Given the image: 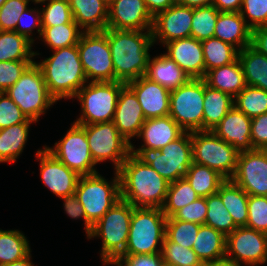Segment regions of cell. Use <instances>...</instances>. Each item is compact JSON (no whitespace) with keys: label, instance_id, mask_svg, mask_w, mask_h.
Segmentation results:
<instances>
[{"label":"cell","instance_id":"17","mask_svg":"<svg viewBox=\"0 0 267 266\" xmlns=\"http://www.w3.org/2000/svg\"><path fill=\"white\" fill-rule=\"evenodd\" d=\"M193 8L174 4L165 11L153 17L152 40L165 43L182 38L191 37Z\"/></svg>","mask_w":267,"mask_h":266},{"label":"cell","instance_id":"12","mask_svg":"<svg viewBox=\"0 0 267 266\" xmlns=\"http://www.w3.org/2000/svg\"><path fill=\"white\" fill-rule=\"evenodd\" d=\"M77 46L88 82L115 81L111 50L103 31L83 32Z\"/></svg>","mask_w":267,"mask_h":266},{"label":"cell","instance_id":"39","mask_svg":"<svg viewBox=\"0 0 267 266\" xmlns=\"http://www.w3.org/2000/svg\"><path fill=\"white\" fill-rule=\"evenodd\" d=\"M199 198L197 193L185 178L169 184L162 211L167 218L172 217L178 210Z\"/></svg>","mask_w":267,"mask_h":266},{"label":"cell","instance_id":"65","mask_svg":"<svg viewBox=\"0 0 267 266\" xmlns=\"http://www.w3.org/2000/svg\"><path fill=\"white\" fill-rule=\"evenodd\" d=\"M105 2H107L108 4L112 1V0H104Z\"/></svg>","mask_w":267,"mask_h":266},{"label":"cell","instance_id":"3","mask_svg":"<svg viewBox=\"0 0 267 266\" xmlns=\"http://www.w3.org/2000/svg\"><path fill=\"white\" fill-rule=\"evenodd\" d=\"M53 54L36 62L40 67L47 89L56 100L73 99L88 83L77 45L52 51Z\"/></svg>","mask_w":267,"mask_h":266},{"label":"cell","instance_id":"18","mask_svg":"<svg viewBox=\"0 0 267 266\" xmlns=\"http://www.w3.org/2000/svg\"><path fill=\"white\" fill-rule=\"evenodd\" d=\"M40 162L43 184L59 198L75 193L80 176L51 154L44 146L35 154Z\"/></svg>","mask_w":267,"mask_h":266},{"label":"cell","instance_id":"19","mask_svg":"<svg viewBox=\"0 0 267 266\" xmlns=\"http://www.w3.org/2000/svg\"><path fill=\"white\" fill-rule=\"evenodd\" d=\"M153 16L144 0H112L107 27L116 30H151Z\"/></svg>","mask_w":267,"mask_h":266},{"label":"cell","instance_id":"64","mask_svg":"<svg viewBox=\"0 0 267 266\" xmlns=\"http://www.w3.org/2000/svg\"><path fill=\"white\" fill-rule=\"evenodd\" d=\"M7 0H0V7L6 2Z\"/></svg>","mask_w":267,"mask_h":266},{"label":"cell","instance_id":"14","mask_svg":"<svg viewBox=\"0 0 267 266\" xmlns=\"http://www.w3.org/2000/svg\"><path fill=\"white\" fill-rule=\"evenodd\" d=\"M45 148L69 169L79 176L97 173V165L91 155L86 138L85 128L82 125L71 123L65 136L57 141L53 147Z\"/></svg>","mask_w":267,"mask_h":266},{"label":"cell","instance_id":"43","mask_svg":"<svg viewBox=\"0 0 267 266\" xmlns=\"http://www.w3.org/2000/svg\"><path fill=\"white\" fill-rule=\"evenodd\" d=\"M162 260L168 266H202V261L190 248L169 241L166 237L162 244Z\"/></svg>","mask_w":267,"mask_h":266},{"label":"cell","instance_id":"54","mask_svg":"<svg viewBox=\"0 0 267 266\" xmlns=\"http://www.w3.org/2000/svg\"><path fill=\"white\" fill-rule=\"evenodd\" d=\"M62 199L63 206H64V211L65 213L71 217L72 219H83L84 220V226H85V233L87 234L86 236L88 237L93 226L87 221V217L84 211L83 206L78 200V197L76 194H71L67 195L65 197L60 198Z\"/></svg>","mask_w":267,"mask_h":266},{"label":"cell","instance_id":"58","mask_svg":"<svg viewBox=\"0 0 267 266\" xmlns=\"http://www.w3.org/2000/svg\"><path fill=\"white\" fill-rule=\"evenodd\" d=\"M213 5L219 12H240L242 0H214Z\"/></svg>","mask_w":267,"mask_h":266},{"label":"cell","instance_id":"59","mask_svg":"<svg viewBox=\"0 0 267 266\" xmlns=\"http://www.w3.org/2000/svg\"><path fill=\"white\" fill-rule=\"evenodd\" d=\"M214 0H183L180 4L191 8L213 5Z\"/></svg>","mask_w":267,"mask_h":266},{"label":"cell","instance_id":"52","mask_svg":"<svg viewBox=\"0 0 267 266\" xmlns=\"http://www.w3.org/2000/svg\"><path fill=\"white\" fill-rule=\"evenodd\" d=\"M207 216L206 197H199L196 201L187 204L178 210L172 217L180 221L205 224Z\"/></svg>","mask_w":267,"mask_h":266},{"label":"cell","instance_id":"13","mask_svg":"<svg viewBox=\"0 0 267 266\" xmlns=\"http://www.w3.org/2000/svg\"><path fill=\"white\" fill-rule=\"evenodd\" d=\"M82 126L94 162L98 164L110 160L117 171L131 154V144L119 134L112 121Z\"/></svg>","mask_w":267,"mask_h":266},{"label":"cell","instance_id":"29","mask_svg":"<svg viewBox=\"0 0 267 266\" xmlns=\"http://www.w3.org/2000/svg\"><path fill=\"white\" fill-rule=\"evenodd\" d=\"M234 106V98L206 85L204 80L203 131H212Z\"/></svg>","mask_w":267,"mask_h":266},{"label":"cell","instance_id":"55","mask_svg":"<svg viewBox=\"0 0 267 266\" xmlns=\"http://www.w3.org/2000/svg\"><path fill=\"white\" fill-rule=\"evenodd\" d=\"M112 265L115 266H163L161 253L133 256H120Z\"/></svg>","mask_w":267,"mask_h":266},{"label":"cell","instance_id":"34","mask_svg":"<svg viewBox=\"0 0 267 266\" xmlns=\"http://www.w3.org/2000/svg\"><path fill=\"white\" fill-rule=\"evenodd\" d=\"M33 42L15 31H0V62L34 61L39 53L32 51Z\"/></svg>","mask_w":267,"mask_h":266},{"label":"cell","instance_id":"42","mask_svg":"<svg viewBox=\"0 0 267 266\" xmlns=\"http://www.w3.org/2000/svg\"><path fill=\"white\" fill-rule=\"evenodd\" d=\"M219 10L214 5L193 8L191 37L203 41L213 37Z\"/></svg>","mask_w":267,"mask_h":266},{"label":"cell","instance_id":"24","mask_svg":"<svg viewBox=\"0 0 267 266\" xmlns=\"http://www.w3.org/2000/svg\"><path fill=\"white\" fill-rule=\"evenodd\" d=\"M184 132L170 116L146 119L137 136L144 142L139 148L161 149Z\"/></svg>","mask_w":267,"mask_h":266},{"label":"cell","instance_id":"62","mask_svg":"<svg viewBox=\"0 0 267 266\" xmlns=\"http://www.w3.org/2000/svg\"><path fill=\"white\" fill-rule=\"evenodd\" d=\"M28 1H31V2H34L35 4H40L41 2H43L44 0H28Z\"/></svg>","mask_w":267,"mask_h":266},{"label":"cell","instance_id":"28","mask_svg":"<svg viewBox=\"0 0 267 266\" xmlns=\"http://www.w3.org/2000/svg\"><path fill=\"white\" fill-rule=\"evenodd\" d=\"M203 79L209 87L227 93L233 98L247 86L239 59L207 71Z\"/></svg>","mask_w":267,"mask_h":266},{"label":"cell","instance_id":"23","mask_svg":"<svg viewBox=\"0 0 267 266\" xmlns=\"http://www.w3.org/2000/svg\"><path fill=\"white\" fill-rule=\"evenodd\" d=\"M219 138L239 152L253 150L251 143V118L233 106L214 130Z\"/></svg>","mask_w":267,"mask_h":266},{"label":"cell","instance_id":"44","mask_svg":"<svg viewBox=\"0 0 267 266\" xmlns=\"http://www.w3.org/2000/svg\"><path fill=\"white\" fill-rule=\"evenodd\" d=\"M200 226V224L169 217L166 221L165 237L171 242L192 249Z\"/></svg>","mask_w":267,"mask_h":266},{"label":"cell","instance_id":"63","mask_svg":"<svg viewBox=\"0 0 267 266\" xmlns=\"http://www.w3.org/2000/svg\"><path fill=\"white\" fill-rule=\"evenodd\" d=\"M183 0H172L174 4H180Z\"/></svg>","mask_w":267,"mask_h":266},{"label":"cell","instance_id":"10","mask_svg":"<svg viewBox=\"0 0 267 266\" xmlns=\"http://www.w3.org/2000/svg\"><path fill=\"white\" fill-rule=\"evenodd\" d=\"M192 161L217 171L230 180L236 170L239 151L213 131L191 132Z\"/></svg>","mask_w":267,"mask_h":266},{"label":"cell","instance_id":"38","mask_svg":"<svg viewBox=\"0 0 267 266\" xmlns=\"http://www.w3.org/2000/svg\"><path fill=\"white\" fill-rule=\"evenodd\" d=\"M84 31L72 20L70 23L52 27H42L41 41L52 51L77 45Z\"/></svg>","mask_w":267,"mask_h":266},{"label":"cell","instance_id":"16","mask_svg":"<svg viewBox=\"0 0 267 266\" xmlns=\"http://www.w3.org/2000/svg\"><path fill=\"white\" fill-rule=\"evenodd\" d=\"M230 180L248 195L267 196V150L241 151Z\"/></svg>","mask_w":267,"mask_h":266},{"label":"cell","instance_id":"21","mask_svg":"<svg viewBox=\"0 0 267 266\" xmlns=\"http://www.w3.org/2000/svg\"><path fill=\"white\" fill-rule=\"evenodd\" d=\"M126 85L135 93L146 119L169 116L170 91L145 76Z\"/></svg>","mask_w":267,"mask_h":266},{"label":"cell","instance_id":"35","mask_svg":"<svg viewBox=\"0 0 267 266\" xmlns=\"http://www.w3.org/2000/svg\"><path fill=\"white\" fill-rule=\"evenodd\" d=\"M185 179L199 197L216 194L219 187L226 181L217 171L204 165L192 162Z\"/></svg>","mask_w":267,"mask_h":266},{"label":"cell","instance_id":"31","mask_svg":"<svg viewBox=\"0 0 267 266\" xmlns=\"http://www.w3.org/2000/svg\"><path fill=\"white\" fill-rule=\"evenodd\" d=\"M192 250L202 263L225 258L226 236L212 227L201 225Z\"/></svg>","mask_w":267,"mask_h":266},{"label":"cell","instance_id":"46","mask_svg":"<svg viewBox=\"0 0 267 266\" xmlns=\"http://www.w3.org/2000/svg\"><path fill=\"white\" fill-rule=\"evenodd\" d=\"M246 227L267 234V196L248 195Z\"/></svg>","mask_w":267,"mask_h":266},{"label":"cell","instance_id":"56","mask_svg":"<svg viewBox=\"0 0 267 266\" xmlns=\"http://www.w3.org/2000/svg\"><path fill=\"white\" fill-rule=\"evenodd\" d=\"M251 46L267 57V25L251 30Z\"/></svg>","mask_w":267,"mask_h":266},{"label":"cell","instance_id":"47","mask_svg":"<svg viewBox=\"0 0 267 266\" xmlns=\"http://www.w3.org/2000/svg\"><path fill=\"white\" fill-rule=\"evenodd\" d=\"M240 14L251 30L267 25V0H242Z\"/></svg>","mask_w":267,"mask_h":266},{"label":"cell","instance_id":"48","mask_svg":"<svg viewBox=\"0 0 267 266\" xmlns=\"http://www.w3.org/2000/svg\"><path fill=\"white\" fill-rule=\"evenodd\" d=\"M28 0H7L0 7V31H15L20 15L29 6Z\"/></svg>","mask_w":267,"mask_h":266},{"label":"cell","instance_id":"60","mask_svg":"<svg viewBox=\"0 0 267 266\" xmlns=\"http://www.w3.org/2000/svg\"><path fill=\"white\" fill-rule=\"evenodd\" d=\"M202 266H242V265L237 264L231 259L225 257L219 260L204 262L202 263Z\"/></svg>","mask_w":267,"mask_h":266},{"label":"cell","instance_id":"22","mask_svg":"<svg viewBox=\"0 0 267 266\" xmlns=\"http://www.w3.org/2000/svg\"><path fill=\"white\" fill-rule=\"evenodd\" d=\"M164 53L184 70L191 78H204L205 62L201 41L189 37L175 39L163 45Z\"/></svg>","mask_w":267,"mask_h":266},{"label":"cell","instance_id":"61","mask_svg":"<svg viewBox=\"0 0 267 266\" xmlns=\"http://www.w3.org/2000/svg\"><path fill=\"white\" fill-rule=\"evenodd\" d=\"M31 252L24 258L17 260L15 262H11L8 264H4L1 266H34L33 262H31Z\"/></svg>","mask_w":267,"mask_h":266},{"label":"cell","instance_id":"27","mask_svg":"<svg viewBox=\"0 0 267 266\" xmlns=\"http://www.w3.org/2000/svg\"><path fill=\"white\" fill-rule=\"evenodd\" d=\"M145 77L169 91L176 90L191 79L175 61L162 53L153 58L150 55Z\"/></svg>","mask_w":267,"mask_h":266},{"label":"cell","instance_id":"25","mask_svg":"<svg viewBox=\"0 0 267 266\" xmlns=\"http://www.w3.org/2000/svg\"><path fill=\"white\" fill-rule=\"evenodd\" d=\"M73 20L84 32L103 31L108 22V3L104 0H68Z\"/></svg>","mask_w":267,"mask_h":266},{"label":"cell","instance_id":"20","mask_svg":"<svg viewBox=\"0 0 267 266\" xmlns=\"http://www.w3.org/2000/svg\"><path fill=\"white\" fill-rule=\"evenodd\" d=\"M145 120L142 107L135 93L125 85L119 93L112 122L119 134L132 144V138H137Z\"/></svg>","mask_w":267,"mask_h":266},{"label":"cell","instance_id":"6","mask_svg":"<svg viewBox=\"0 0 267 266\" xmlns=\"http://www.w3.org/2000/svg\"><path fill=\"white\" fill-rule=\"evenodd\" d=\"M166 221L167 217L160 208L134 207L127 246L121 256L161 253Z\"/></svg>","mask_w":267,"mask_h":266},{"label":"cell","instance_id":"32","mask_svg":"<svg viewBox=\"0 0 267 266\" xmlns=\"http://www.w3.org/2000/svg\"><path fill=\"white\" fill-rule=\"evenodd\" d=\"M238 59L246 85L267 91V57L249 45L239 51Z\"/></svg>","mask_w":267,"mask_h":266},{"label":"cell","instance_id":"9","mask_svg":"<svg viewBox=\"0 0 267 266\" xmlns=\"http://www.w3.org/2000/svg\"><path fill=\"white\" fill-rule=\"evenodd\" d=\"M112 181H107L98 172L80 176L75 194L84 208L87 221L93 226L121 199L120 179L114 171Z\"/></svg>","mask_w":267,"mask_h":266},{"label":"cell","instance_id":"40","mask_svg":"<svg viewBox=\"0 0 267 266\" xmlns=\"http://www.w3.org/2000/svg\"><path fill=\"white\" fill-rule=\"evenodd\" d=\"M206 205L207 216L204 225L222 232L225 236L238 227L217 193L206 197Z\"/></svg>","mask_w":267,"mask_h":266},{"label":"cell","instance_id":"49","mask_svg":"<svg viewBox=\"0 0 267 266\" xmlns=\"http://www.w3.org/2000/svg\"><path fill=\"white\" fill-rule=\"evenodd\" d=\"M33 62L35 61L0 62V92H6L12 87Z\"/></svg>","mask_w":267,"mask_h":266},{"label":"cell","instance_id":"51","mask_svg":"<svg viewBox=\"0 0 267 266\" xmlns=\"http://www.w3.org/2000/svg\"><path fill=\"white\" fill-rule=\"evenodd\" d=\"M29 16V17H28ZM33 20H31L32 18ZM28 18L29 21H28ZM27 20V21H26ZM37 29L39 37L42 33V20H41V10L40 9H29V7L23 11L18 19V23L15 28V32L27 37L31 42L35 43L33 39V30Z\"/></svg>","mask_w":267,"mask_h":266},{"label":"cell","instance_id":"1","mask_svg":"<svg viewBox=\"0 0 267 266\" xmlns=\"http://www.w3.org/2000/svg\"><path fill=\"white\" fill-rule=\"evenodd\" d=\"M115 71V81L128 83L145 76L154 45L151 30H116L106 28Z\"/></svg>","mask_w":267,"mask_h":266},{"label":"cell","instance_id":"50","mask_svg":"<svg viewBox=\"0 0 267 266\" xmlns=\"http://www.w3.org/2000/svg\"><path fill=\"white\" fill-rule=\"evenodd\" d=\"M28 120L13 100L5 92H0V129Z\"/></svg>","mask_w":267,"mask_h":266},{"label":"cell","instance_id":"2","mask_svg":"<svg viewBox=\"0 0 267 266\" xmlns=\"http://www.w3.org/2000/svg\"><path fill=\"white\" fill-rule=\"evenodd\" d=\"M117 172L121 199L134 207L162 208L170 183L150 165L131 153Z\"/></svg>","mask_w":267,"mask_h":266},{"label":"cell","instance_id":"33","mask_svg":"<svg viewBox=\"0 0 267 266\" xmlns=\"http://www.w3.org/2000/svg\"><path fill=\"white\" fill-rule=\"evenodd\" d=\"M223 205L238 227L246 226L248 221V194L231 180H226L217 191Z\"/></svg>","mask_w":267,"mask_h":266},{"label":"cell","instance_id":"36","mask_svg":"<svg viewBox=\"0 0 267 266\" xmlns=\"http://www.w3.org/2000/svg\"><path fill=\"white\" fill-rule=\"evenodd\" d=\"M205 74L207 71L231 64L238 59L239 50L216 37L201 41Z\"/></svg>","mask_w":267,"mask_h":266},{"label":"cell","instance_id":"30","mask_svg":"<svg viewBox=\"0 0 267 266\" xmlns=\"http://www.w3.org/2000/svg\"><path fill=\"white\" fill-rule=\"evenodd\" d=\"M34 120L0 129V163H14L22 154Z\"/></svg>","mask_w":267,"mask_h":266},{"label":"cell","instance_id":"4","mask_svg":"<svg viewBox=\"0 0 267 266\" xmlns=\"http://www.w3.org/2000/svg\"><path fill=\"white\" fill-rule=\"evenodd\" d=\"M134 206L120 199L93 225L87 239L102 238L101 260L113 264L125 251Z\"/></svg>","mask_w":267,"mask_h":266},{"label":"cell","instance_id":"45","mask_svg":"<svg viewBox=\"0 0 267 266\" xmlns=\"http://www.w3.org/2000/svg\"><path fill=\"white\" fill-rule=\"evenodd\" d=\"M40 4H45L41 8L42 27L67 24L73 20L68 0H44Z\"/></svg>","mask_w":267,"mask_h":266},{"label":"cell","instance_id":"8","mask_svg":"<svg viewBox=\"0 0 267 266\" xmlns=\"http://www.w3.org/2000/svg\"><path fill=\"white\" fill-rule=\"evenodd\" d=\"M124 82H88L75 98L80 102L81 115L74 121L79 125L113 121L118 96Z\"/></svg>","mask_w":267,"mask_h":266},{"label":"cell","instance_id":"7","mask_svg":"<svg viewBox=\"0 0 267 266\" xmlns=\"http://www.w3.org/2000/svg\"><path fill=\"white\" fill-rule=\"evenodd\" d=\"M27 119L39 121L57 101L49 93L40 67L33 62L17 82L5 92Z\"/></svg>","mask_w":267,"mask_h":266},{"label":"cell","instance_id":"37","mask_svg":"<svg viewBox=\"0 0 267 266\" xmlns=\"http://www.w3.org/2000/svg\"><path fill=\"white\" fill-rule=\"evenodd\" d=\"M30 252L29 241L21 231L0 229V266L20 260Z\"/></svg>","mask_w":267,"mask_h":266},{"label":"cell","instance_id":"53","mask_svg":"<svg viewBox=\"0 0 267 266\" xmlns=\"http://www.w3.org/2000/svg\"><path fill=\"white\" fill-rule=\"evenodd\" d=\"M251 143L253 149L267 150V113L251 118Z\"/></svg>","mask_w":267,"mask_h":266},{"label":"cell","instance_id":"5","mask_svg":"<svg viewBox=\"0 0 267 266\" xmlns=\"http://www.w3.org/2000/svg\"><path fill=\"white\" fill-rule=\"evenodd\" d=\"M131 153L143 164L150 165L169 183L185 178L192 164L191 132L161 149L137 148L131 144Z\"/></svg>","mask_w":267,"mask_h":266},{"label":"cell","instance_id":"41","mask_svg":"<svg viewBox=\"0 0 267 266\" xmlns=\"http://www.w3.org/2000/svg\"><path fill=\"white\" fill-rule=\"evenodd\" d=\"M234 106L250 118L267 113V91L247 85L234 98Z\"/></svg>","mask_w":267,"mask_h":266},{"label":"cell","instance_id":"11","mask_svg":"<svg viewBox=\"0 0 267 266\" xmlns=\"http://www.w3.org/2000/svg\"><path fill=\"white\" fill-rule=\"evenodd\" d=\"M204 79L191 78L170 91L169 116L185 131H203Z\"/></svg>","mask_w":267,"mask_h":266},{"label":"cell","instance_id":"57","mask_svg":"<svg viewBox=\"0 0 267 266\" xmlns=\"http://www.w3.org/2000/svg\"><path fill=\"white\" fill-rule=\"evenodd\" d=\"M148 11L154 17L159 12L165 11L170 8L174 3L172 0H144Z\"/></svg>","mask_w":267,"mask_h":266},{"label":"cell","instance_id":"26","mask_svg":"<svg viewBox=\"0 0 267 266\" xmlns=\"http://www.w3.org/2000/svg\"><path fill=\"white\" fill-rule=\"evenodd\" d=\"M213 37L231 44L239 51L251 45V29L240 12H219Z\"/></svg>","mask_w":267,"mask_h":266},{"label":"cell","instance_id":"15","mask_svg":"<svg viewBox=\"0 0 267 266\" xmlns=\"http://www.w3.org/2000/svg\"><path fill=\"white\" fill-rule=\"evenodd\" d=\"M226 258L243 266L267 262V234L246 226L237 227L226 236Z\"/></svg>","mask_w":267,"mask_h":266}]
</instances>
